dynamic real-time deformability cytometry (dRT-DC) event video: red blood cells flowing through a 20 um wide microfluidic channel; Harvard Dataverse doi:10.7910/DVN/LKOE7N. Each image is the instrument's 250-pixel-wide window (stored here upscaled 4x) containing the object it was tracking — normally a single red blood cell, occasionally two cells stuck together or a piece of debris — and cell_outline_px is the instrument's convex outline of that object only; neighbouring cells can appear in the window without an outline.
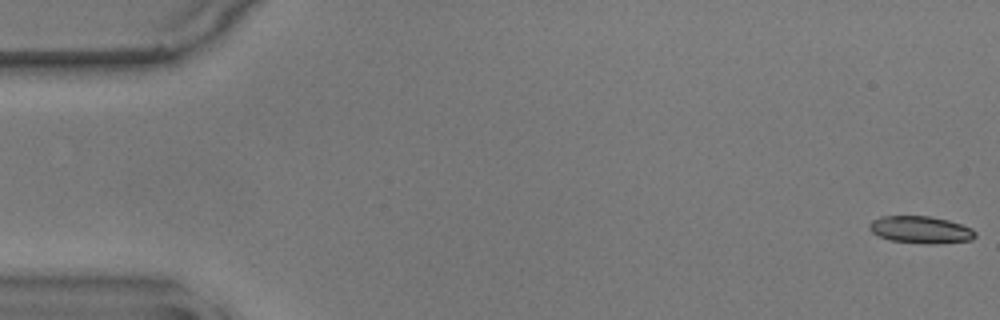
{"species": "common noctule bat (a hibernating species)", "species_latin": "Nyctalus noctula", "temperature_condition": "warm", "stored_images_in_passage": 11, "camera_frame_rate_fps": 3000, "um_per_image_px": 0.085, "animal": {"sex": "male", "body_mass_g": 17.9}, "frame": {"image": 1, "passage_image": 1, "time_ms": 0.0, "image_size_px": [1000, 320], "cell_outline_px": [[976, 236], [972, 240], [892, 240], [880, 236], [872, 232], [868, 228], [868, 224], [872, 220], [880, 216], [932, 216], [948, 220], [972, 228], [976, 232]], "centroid_in_image_um": [78.19, 19.44], "position_along_channel_um": 6.8, "area_um2": 15.55}}